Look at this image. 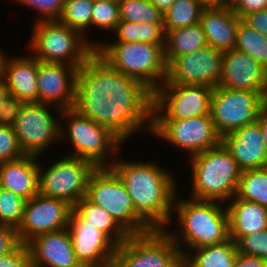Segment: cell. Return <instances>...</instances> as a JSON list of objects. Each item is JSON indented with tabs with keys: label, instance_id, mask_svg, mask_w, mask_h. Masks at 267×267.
Here are the masks:
<instances>
[{
	"label": "cell",
	"instance_id": "42",
	"mask_svg": "<svg viewBox=\"0 0 267 267\" xmlns=\"http://www.w3.org/2000/svg\"><path fill=\"white\" fill-rule=\"evenodd\" d=\"M19 243L16 229L0 225V256L11 252Z\"/></svg>",
	"mask_w": 267,
	"mask_h": 267
},
{
	"label": "cell",
	"instance_id": "32",
	"mask_svg": "<svg viewBox=\"0 0 267 267\" xmlns=\"http://www.w3.org/2000/svg\"><path fill=\"white\" fill-rule=\"evenodd\" d=\"M236 195L267 207V169H247L241 172Z\"/></svg>",
	"mask_w": 267,
	"mask_h": 267
},
{
	"label": "cell",
	"instance_id": "9",
	"mask_svg": "<svg viewBox=\"0 0 267 267\" xmlns=\"http://www.w3.org/2000/svg\"><path fill=\"white\" fill-rule=\"evenodd\" d=\"M96 168L89 160L67 154L44 169L39 162L38 193L74 207L86 197L89 177Z\"/></svg>",
	"mask_w": 267,
	"mask_h": 267
},
{
	"label": "cell",
	"instance_id": "27",
	"mask_svg": "<svg viewBox=\"0 0 267 267\" xmlns=\"http://www.w3.org/2000/svg\"><path fill=\"white\" fill-rule=\"evenodd\" d=\"M238 254L236 243L228 240L190 250L183 260L189 267H233Z\"/></svg>",
	"mask_w": 267,
	"mask_h": 267
},
{
	"label": "cell",
	"instance_id": "47",
	"mask_svg": "<svg viewBox=\"0 0 267 267\" xmlns=\"http://www.w3.org/2000/svg\"><path fill=\"white\" fill-rule=\"evenodd\" d=\"M176 0H150L163 14L171 7Z\"/></svg>",
	"mask_w": 267,
	"mask_h": 267
},
{
	"label": "cell",
	"instance_id": "30",
	"mask_svg": "<svg viewBox=\"0 0 267 267\" xmlns=\"http://www.w3.org/2000/svg\"><path fill=\"white\" fill-rule=\"evenodd\" d=\"M94 0H65L64 8L59 22L64 25L78 30L86 40L96 48L99 43L97 41H92L88 38V33L91 31V16Z\"/></svg>",
	"mask_w": 267,
	"mask_h": 267
},
{
	"label": "cell",
	"instance_id": "14",
	"mask_svg": "<svg viewBox=\"0 0 267 267\" xmlns=\"http://www.w3.org/2000/svg\"><path fill=\"white\" fill-rule=\"evenodd\" d=\"M151 134L186 151L188 158L221 143L210 114L183 120H152Z\"/></svg>",
	"mask_w": 267,
	"mask_h": 267
},
{
	"label": "cell",
	"instance_id": "25",
	"mask_svg": "<svg viewBox=\"0 0 267 267\" xmlns=\"http://www.w3.org/2000/svg\"><path fill=\"white\" fill-rule=\"evenodd\" d=\"M226 204L229 237H243L267 229V207L241 199L236 194Z\"/></svg>",
	"mask_w": 267,
	"mask_h": 267
},
{
	"label": "cell",
	"instance_id": "35",
	"mask_svg": "<svg viewBox=\"0 0 267 267\" xmlns=\"http://www.w3.org/2000/svg\"><path fill=\"white\" fill-rule=\"evenodd\" d=\"M26 200L0 187V225L18 229L23 219Z\"/></svg>",
	"mask_w": 267,
	"mask_h": 267
},
{
	"label": "cell",
	"instance_id": "19",
	"mask_svg": "<svg viewBox=\"0 0 267 267\" xmlns=\"http://www.w3.org/2000/svg\"><path fill=\"white\" fill-rule=\"evenodd\" d=\"M76 72L75 66L38 61V102L60 109L73 108Z\"/></svg>",
	"mask_w": 267,
	"mask_h": 267
},
{
	"label": "cell",
	"instance_id": "1",
	"mask_svg": "<svg viewBox=\"0 0 267 267\" xmlns=\"http://www.w3.org/2000/svg\"><path fill=\"white\" fill-rule=\"evenodd\" d=\"M73 108L123 142L143 129L152 131L153 93L112 69L96 53L77 69Z\"/></svg>",
	"mask_w": 267,
	"mask_h": 267
},
{
	"label": "cell",
	"instance_id": "23",
	"mask_svg": "<svg viewBox=\"0 0 267 267\" xmlns=\"http://www.w3.org/2000/svg\"><path fill=\"white\" fill-rule=\"evenodd\" d=\"M40 157L25 155L19 159L1 162L0 187L12 191L26 201L38 194Z\"/></svg>",
	"mask_w": 267,
	"mask_h": 267
},
{
	"label": "cell",
	"instance_id": "41",
	"mask_svg": "<svg viewBox=\"0 0 267 267\" xmlns=\"http://www.w3.org/2000/svg\"><path fill=\"white\" fill-rule=\"evenodd\" d=\"M24 103L21 99L9 95L0 107V126L13 127Z\"/></svg>",
	"mask_w": 267,
	"mask_h": 267
},
{
	"label": "cell",
	"instance_id": "11",
	"mask_svg": "<svg viewBox=\"0 0 267 267\" xmlns=\"http://www.w3.org/2000/svg\"><path fill=\"white\" fill-rule=\"evenodd\" d=\"M265 104L266 100L258 92L215 86L210 98V115L222 137L258 120Z\"/></svg>",
	"mask_w": 267,
	"mask_h": 267
},
{
	"label": "cell",
	"instance_id": "10",
	"mask_svg": "<svg viewBox=\"0 0 267 267\" xmlns=\"http://www.w3.org/2000/svg\"><path fill=\"white\" fill-rule=\"evenodd\" d=\"M51 106L55 107V114L56 110L61 113L62 109L50 104L24 103L13 128L25 155L41 157L51 144L61 142L60 124L63 122L53 117Z\"/></svg>",
	"mask_w": 267,
	"mask_h": 267
},
{
	"label": "cell",
	"instance_id": "21",
	"mask_svg": "<svg viewBox=\"0 0 267 267\" xmlns=\"http://www.w3.org/2000/svg\"><path fill=\"white\" fill-rule=\"evenodd\" d=\"M221 143L243 170L264 168L267 163V151L258 120L224 134Z\"/></svg>",
	"mask_w": 267,
	"mask_h": 267
},
{
	"label": "cell",
	"instance_id": "44",
	"mask_svg": "<svg viewBox=\"0 0 267 267\" xmlns=\"http://www.w3.org/2000/svg\"><path fill=\"white\" fill-rule=\"evenodd\" d=\"M232 10L242 19L249 13L267 10V0H240Z\"/></svg>",
	"mask_w": 267,
	"mask_h": 267
},
{
	"label": "cell",
	"instance_id": "18",
	"mask_svg": "<svg viewBox=\"0 0 267 267\" xmlns=\"http://www.w3.org/2000/svg\"><path fill=\"white\" fill-rule=\"evenodd\" d=\"M222 66L217 86L258 92L267 99V70L248 53L237 49L225 51Z\"/></svg>",
	"mask_w": 267,
	"mask_h": 267
},
{
	"label": "cell",
	"instance_id": "52",
	"mask_svg": "<svg viewBox=\"0 0 267 267\" xmlns=\"http://www.w3.org/2000/svg\"><path fill=\"white\" fill-rule=\"evenodd\" d=\"M7 53L5 54L3 50H0V79L2 78L3 64L6 58Z\"/></svg>",
	"mask_w": 267,
	"mask_h": 267
},
{
	"label": "cell",
	"instance_id": "33",
	"mask_svg": "<svg viewBox=\"0 0 267 267\" xmlns=\"http://www.w3.org/2000/svg\"><path fill=\"white\" fill-rule=\"evenodd\" d=\"M234 49L248 53L267 70V37L242 20L237 28Z\"/></svg>",
	"mask_w": 267,
	"mask_h": 267
},
{
	"label": "cell",
	"instance_id": "12",
	"mask_svg": "<svg viewBox=\"0 0 267 267\" xmlns=\"http://www.w3.org/2000/svg\"><path fill=\"white\" fill-rule=\"evenodd\" d=\"M213 87L163 83L153 93L152 120H183L210 114Z\"/></svg>",
	"mask_w": 267,
	"mask_h": 267
},
{
	"label": "cell",
	"instance_id": "26",
	"mask_svg": "<svg viewBox=\"0 0 267 267\" xmlns=\"http://www.w3.org/2000/svg\"><path fill=\"white\" fill-rule=\"evenodd\" d=\"M206 45L208 44L200 23L169 30L165 35L164 59L166 65L175 57L193 53Z\"/></svg>",
	"mask_w": 267,
	"mask_h": 267
},
{
	"label": "cell",
	"instance_id": "40",
	"mask_svg": "<svg viewBox=\"0 0 267 267\" xmlns=\"http://www.w3.org/2000/svg\"><path fill=\"white\" fill-rule=\"evenodd\" d=\"M0 267H31L27 244L19 243L11 252L1 255Z\"/></svg>",
	"mask_w": 267,
	"mask_h": 267
},
{
	"label": "cell",
	"instance_id": "2",
	"mask_svg": "<svg viewBox=\"0 0 267 267\" xmlns=\"http://www.w3.org/2000/svg\"><path fill=\"white\" fill-rule=\"evenodd\" d=\"M110 166L123 181L137 215L152 229L165 230L177 193L174 176L155 161H119Z\"/></svg>",
	"mask_w": 267,
	"mask_h": 267
},
{
	"label": "cell",
	"instance_id": "39",
	"mask_svg": "<svg viewBox=\"0 0 267 267\" xmlns=\"http://www.w3.org/2000/svg\"><path fill=\"white\" fill-rule=\"evenodd\" d=\"M25 156L13 127L0 126V162Z\"/></svg>",
	"mask_w": 267,
	"mask_h": 267
},
{
	"label": "cell",
	"instance_id": "38",
	"mask_svg": "<svg viewBox=\"0 0 267 267\" xmlns=\"http://www.w3.org/2000/svg\"><path fill=\"white\" fill-rule=\"evenodd\" d=\"M12 1V0H11ZM14 1V0H13ZM23 6L38 12L33 22L58 20L62 14L65 0H15Z\"/></svg>",
	"mask_w": 267,
	"mask_h": 267
},
{
	"label": "cell",
	"instance_id": "15",
	"mask_svg": "<svg viewBox=\"0 0 267 267\" xmlns=\"http://www.w3.org/2000/svg\"><path fill=\"white\" fill-rule=\"evenodd\" d=\"M222 51L206 45L187 55L175 57L167 65L163 83L194 84L215 87L222 75Z\"/></svg>",
	"mask_w": 267,
	"mask_h": 267
},
{
	"label": "cell",
	"instance_id": "45",
	"mask_svg": "<svg viewBox=\"0 0 267 267\" xmlns=\"http://www.w3.org/2000/svg\"><path fill=\"white\" fill-rule=\"evenodd\" d=\"M233 267H267V260L238 252Z\"/></svg>",
	"mask_w": 267,
	"mask_h": 267
},
{
	"label": "cell",
	"instance_id": "4",
	"mask_svg": "<svg viewBox=\"0 0 267 267\" xmlns=\"http://www.w3.org/2000/svg\"><path fill=\"white\" fill-rule=\"evenodd\" d=\"M190 198L227 203L237 192L242 170L222 143L188 159Z\"/></svg>",
	"mask_w": 267,
	"mask_h": 267
},
{
	"label": "cell",
	"instance_id": "17",
	"mask_svg": "<svg viewBox=\"0 0 267 267\" xmlns=\"http://www.w3.org/2000/svg\"><path fill=\"white\" fill-rule=\"evenodd\" d=\"M73 249L83 267H102L116 254V245L98 227L90 225L74 210L67 227Z\"/></svg>",
	"mask_w": 267,
	"mask_h": 267
},
{
	"label": "cell",
	"instance_id": "53",
	"mask_svg": "<svg viewBox=\"0 0 267 267\" xmlns=\"http://www.w3.org/2000/svg\"><path fill=\"white\" fill-rule=\"evenodd\" d=\"M176 267H189V266L184 260H182Z\"/></svg>",
	"mask_w": 267,
	"mask_h": 267
},
{
	"label": "cell",
	"instance_id": "28",
	"mask_svg": "<svg viewBox=\"0 0 267 267\" xmlns=\"http://www.w3.org/2000/svg\"><path fill=\"white\" fill-rule=\"evenodd\" d=\"M73 210L90 225L98 227L116 246H120L130 236L109 212L91 203L86 197L78 201Z\"/></svg>",
	"mask_w": 267,
	"mask_h": 267
},
{
	"label": "cell",
	"instance_id": "5",
	"mask_svg": "<svg viewBox=\"0 0 267 267\" xmlns=\"http://www.w3.org/2000/svg\"><path fill=\"white\" fill-rule=\"evenodd\" d=\"M95 53L112 69L141 82L154 93L166 80L167 65L160 44L100 42Z\"/></svg>",
	"mask_w": 267,
	"mask_h": 267
},
{
	"label": "cell",
	"instance_id": "43",
	"mask_svg": "<svg viewBox=\"0 0 267 267\" xmlns=\"http://www.w3.org/2000/svg\"><path fill=\"white\" fill-rule=\"evenodd\" d=\"M249 27L254 28L267 37V10L249 13L241 19Z\"/></svg>",
	"mask_w": 267,
	"mask_h": 267
},
{
	"label": "cell",
	"instance_id": "50",
	"mask_svg": "<svg viewBox=\"0 0 267 267\" xmlns=\"http://www.w3.org/2000/svg\"><path fill=\"white\" fill-rule=\"evenodd\" d=\"M9 96V91L5 86L3 79H0V107L5 103L6 98Z\"/></svg>",
	"mask_w": 267,
	"mask_h": 267
},
{
	"label": "cell",
	"instance_id": "34",
	"mask_svg": "<svg viewBox=\"0 0 267 267\" xmlns=\"http://www.w3.org/2000/svg\"><path fill=\"white\" fill-rule=\"evenodd\" d=\"M118 3L121 20L163 24V13L150 0H120Z\"/></svg>",
	"mask_w": 267,
	"mask_h": 267
},
{
	"label": "cell",
	"instance_id": "16",
	"mask_svg": "<svg viewBox=\"0 0 267 267\" xmlns=\"http://www.w3.org/2000/svg\"><path fill=\"white\" fill-rule=\"evenodd\" d=\"M72 210L67 202L38 193L25 202L23 219L16 230L19 242L27 244L38 235L67 228Z\"/></svg>",
	"mask_w": 267,
	"mask_h": 267
},
{
	"label": "cell",
	"instance_id": "7",
	"mask_svg": "<svg viewBox=\"0 0 267 267\" xmlns=\"http://www.w3.org/2000/svg\"><path fill=\"white\" fill-rule=\"evenodd\" d=\"M32 26L26 48L38 61L64 63L78 69L95 53L86 37L58 20L33 22Z\"/></svg>",
	"mask_w": 267,
	"mask_h": 267
},
{
	"label": "cell",
	"instance_id": "20",
	"mask_svg": "<svg viewBox=\"0 0 267 267\" xmlns=\"http://www.w3.org/2000/svg\"><path fill=\"white\" fill-rule=\"evenodd\" d=\"M27 246L31 267H83L76 257L67 228L38 235Z\"/></svg>",
	"mask_w": 267,
	"mask_h": 267
},
{
	"label": "cell",
	"instance_id": "3",
	"mask_svg": "<svg viewBox=\"0 0 267 267\" xmlns=\"http://www.w3.org/2000/svg\"><path fill=\"white\" fill-rule=\"evenodd\" d=\"M179 196L176 195L172 212L177 216L176 225L179 228L176 226V229L179 230L166 228L165 232L178 246L183 257L194 248L219 244L230 238L226 204Z\"/></svg>",
	"mask_w": 267,
	"mask_h": 267
},
{
	"label": "cell",
	"instance_id": "46",
	"mask_svg": "<svg viewBox=\"0 0 267 267\" xmlns=\"http://www.w3.org/2000/svg\"><path fill=\"white\" fill-rule=\"evenodd\" d=\"M258 121L260 123L261 126V130H262V135H263V141H264V145L267 151V104H265L260 112H259V116H258Z\"/></svg>",
	"mask_w": 267,
	"mask_h": 267
},
{
	"label": "cell",
	"instance_id": "51",
	"mask_svg": "<svg viewBox=\"0 0 267 267\" xmlns=\"http://www.w3.org/2000/svg\"><path fill=\"white\" fill-rule=\"evenodd\" d=\"M240 0H221V8L233 9Z\"/></svg>",
	"mask_w": 267,
	"mask_h": 267
},
{
	"label": "cell",
	"instance_id": "8",
	"mask_svg": "<svg viewBox=\"0 0 267 267\" xmlns=\"http://www.w3.org/2000/svg\"><path fill=\"white\" fill-rule=\"evenodd\" d=\"M86 198L109 212L129 235L152 231L137 215L123 181L111 167H97L91 173Z\"/></svg>",
	"mask_w": 267,
	"mask_h": 267
},
{
	"label": "cell",
	"instance_id": "29",
	"mask_svg": "<svg viewBox=\"0 0 267 267\" xmlns=\"http://www.w3.org/2000/svg\"><path fill=\"white\" fill-rule=\"evenodd\" d=\"M163 24L137 23L120 20L114 31V42H144L165 47Z\"/></svg>",
	"mask_w": 267,
	"mask_h": 267
},
{
	"label": "cell",
	"instance_id": "13",
	"mask_svg": "<svg viewBox=\"0 0 267 267\" xmlns=\"http://www.w3.org/2000/svg\"><path fill=\"white\" fill-rule=\"evenodd\" d=\"M127 267H176L183 256L165 230L130 235L115 254Z\"/></svg>",
	"mask_w": 267,
	"mask_h": 267
},
{
	"label": "cell",
	"instance_id": "24",
	"mask_svg": "<svg viewBox=\"0 0 267 267\" xmlns=\"http://www.w3.org/2000/svg\"><path fill=\"white\" fill-rule=\"evenodd\" d=\"M240 18L232 9L204 8L200 24L207 44L222 52L234 49Z\"/></svg>",
	"mask_w": 267,
	"mask_h": 267
},
{
	"label": "cell",
	"instance_id": "49",
	"mask_svg": "<svg viewBox=\"0 0 267 267\" xmlns=\"http://www.w3.org/2000/svg\"><path fill=\"white\" fill-rule=\"evenodd\" d=\"M102 267H127L116 255L109 259Z\"/></svg>",
	"mask_w": 267,
	"mask_h": 267
},
{
	"label": "cell",
	"instance_id": "37",
	"mask_svg": "<svg viewBox=\"0 0 267 267\" xmlns=\"http://www.w3.org/2000/svg\"><path fill=\"white\" fill-rule=\"evenodd\" d=\"M239 253L267 260V229L243 237H230Z\"/></svg>",
	"mask_w": 267,
	"mask_h": 267
},
{
	"label": "cell",
	"instance_id": "22",
	"mask_svg": "<svg viewBox=\"0 0 267 267\" xmlns=\"http://www.w3.org/2000/svg\"><path fill=\"white\" fill-rule=\"evenodd\" d=\"M9 57L6 56L2 71V79L9 95L25 103L38 102V60L29 52L26 56Z\"/></svg>",
	"mask_w": 267,
	"mask_h": 267
},
{
	"label": "cell",
	"instance_id": "36",
	"mask_svg": "<svg viewBox=\"0 0 267 267\" xmlns=\"http://www.w3.org/2000/svg\"><path fill=\"white\" fill-rule=\"evenodd\" d=\"M120 20L117 0H94L91 16L92 28L114 32Z\"/></svg>",
	"mask_w": 267,
	"mask_h": 267
},
{
	"label": "cell",
	"instance_id": "48",
	"mask_svg": "<svg viewBox=\"0 0 267 267\" xmlns=\"http://www.w3.org/2000/svg\"><path fill=\"white\" fill-rule=\"evenodd\" d=\"M204 8H221V0H197Z\"/></svg>",
	"mask_w": 267,
	"mask_h": 267
},
{
	"label": "cell",
	"instance_id": "31",
	"mask_svg": "<svg viewBox=\"0 0 267 267\" xmlns=\"http://www.w3.org/2000/svg\"><path fill=\"white\" fill-rule=\"evenodd\" d=\"M204 7L197 0H176L163 14L165 34L200 22Z\"/></svg>",
	"mask_w": 267,
	"mask_h": 267
},
{
	"label": "cell",
	"instance_id": "6",
	"mask_svg": "<svg viewBox=\"0 0 267 267\" xmlns=\"http://www.w3.org/2000/svg\"><path fill=\"white\" fill-rule=\"evenodd\" d=\"M60 115V119L67 122L60 124V139L63 142L68 139L72 145L67 154L89 160L96 167H110L124 142L109 128L95 123L74 108L62 109Z\"/></svg>",
	"mask_w": 267,
	"mask_h": 267
}]
</instances>
